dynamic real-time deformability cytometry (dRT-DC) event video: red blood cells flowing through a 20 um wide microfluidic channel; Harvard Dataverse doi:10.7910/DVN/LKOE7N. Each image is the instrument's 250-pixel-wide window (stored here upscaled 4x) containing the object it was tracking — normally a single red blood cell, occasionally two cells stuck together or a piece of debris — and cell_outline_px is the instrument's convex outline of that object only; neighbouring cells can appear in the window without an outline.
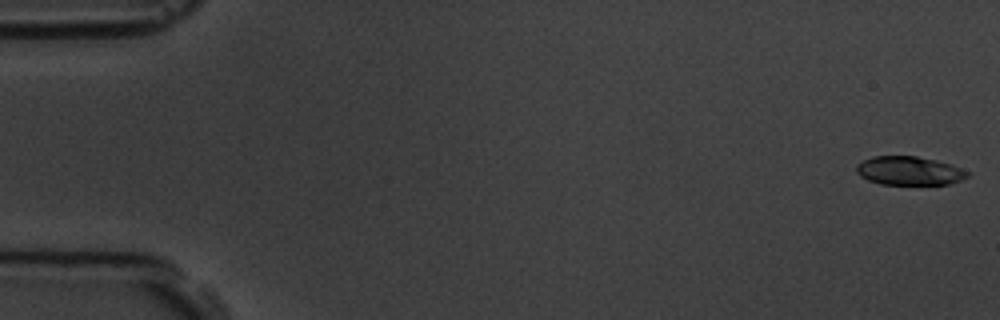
{"species": "common noctule bat (a hibernating species)", "species_latin": "Nyctalus noctula", "temperature_condition": "room temperature", "stored_images_in_passage": 7, "camera_frame_rate_fps": 3000, "um_per_image_px": 0.085, "animal": {"sex": "male", "body_mass_g": 19.5, "forearm_length_mm": 54.6}, "frame": {"image": 1, "passage_image": 1, "time_ms": 0.0, "image_size_px": [1000, 320], "cell_outline_px": [[968, 176], [960, 180], [948, 184], [880, 184], [868, 180], [860, 176], [856, 172], [856, 164], [872, 156], [916, 156], [936, 160], [952, 164], [968, 172]], "centroid_in_image_um": [77.25, 14.51], "position_along_channel_um": 7.7, "area_um2": 18.5}}
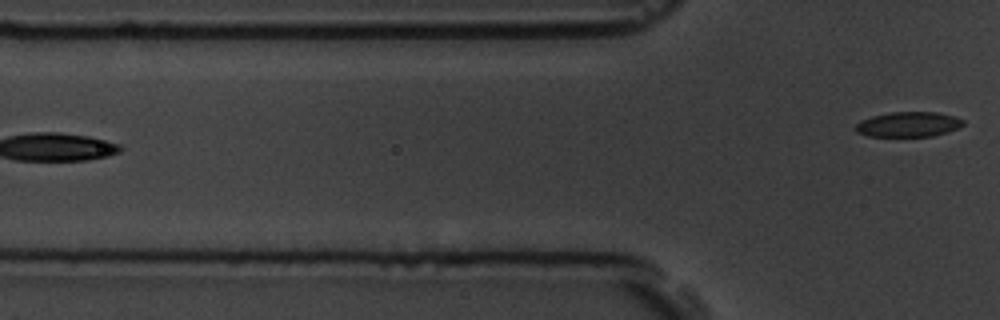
{"frame": {"image": 2, "passage_image": 7, "time_ms": 7.0, "image_size_px": [1000, 320], "cell_outline_px": [[964, 124], [956, 128], [932, 136], [868, 136], [856, 132], [856, 124], [860, 120], [872, 116], [892, 112], [936, 112], [956, 116], [964, 120]], "centroid_in_image_um": [77.2, 10.56], "position_along_channel_um": 48.6, "area_um2": 15.55}}